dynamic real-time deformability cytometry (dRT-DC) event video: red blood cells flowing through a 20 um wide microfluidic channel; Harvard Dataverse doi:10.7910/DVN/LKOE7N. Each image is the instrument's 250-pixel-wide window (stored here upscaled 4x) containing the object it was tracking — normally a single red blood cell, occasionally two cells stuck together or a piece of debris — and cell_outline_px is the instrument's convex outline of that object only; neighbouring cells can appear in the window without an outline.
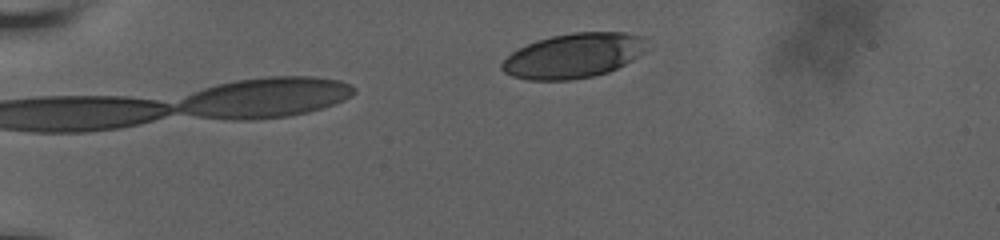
{"species": "human", "species_latin": "Homo sapiens", "temperature_condition": "room temperature", "stored_images_in_passage": 3, "camera_frame_rate_fps": 3000, "um_per_image_px": 0.085, "donor": {"sex": "male"}, "frame": {"image": 1, "passage_image": 3, "time_ms": 2.0, "image_size_px": [1000, 240], "cell_outline_px": [[644, 36], [640, 52], [632, 60], [608, 72], [592, 76], [568, 80], [528, 80], [512, 76], [504, 72], [500, 68], [500, 64], [512, 52], [536, 40], [552, 36], [572, 32], [624, 32]], "centroid_in_image_um": [48.67, 4.74], "position_along_channel_um": 36.3, "area_um2": 37.22}}